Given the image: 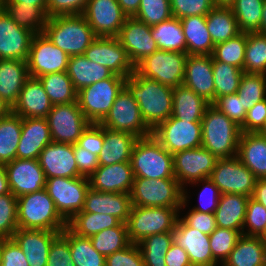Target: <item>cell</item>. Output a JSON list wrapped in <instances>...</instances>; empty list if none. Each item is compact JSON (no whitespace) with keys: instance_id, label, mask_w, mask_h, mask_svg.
Listing matches in <instances>:
<instances>
[{"instance_id":"obj_1","label":"cell","mask_w":266,"mask_h":266,"mask_svg":"<svg viewBox=\"0 0 266 266\" xmlns=\"http://www.w3.org/2000/svg\"><path fill=\"white\" fill-rule=\"evenodd\" d=\"M125 87L138 103L141 115L152 131L171 117L173 88L140 76L136 71L125 79Z\"/></svg>"},{"instance_id":"obj_2","label":"cell","mask_w":266,"mask_h":266,"mask_svg":"<svg viewBox=\"0 0 266 266\" xmlns=\"http://www.w3.org/2000/svg\"><path fill=\"white\" fill-rule=\"evenodd\" d=\"M43 33L69 57L83 55L97 37L83 14L50 17Z\"/></svg>"},{"instance_id":"obj_3","label":"cell","mask_w":266,"mask_h":266,"mask_svg":"<svg viewBox=\"0 0 266 266\" xmlns=\"http://www.w3.org/2000/svg\"><path fill=\"white\" fill-rule=\"evenodd\" d=\"M202 123V143L217 159L237 156L240 126L210 104L205 110Z\"/></svg>"},{"instance_id":"obj_4","label":"cell","mask_w":266,"mask_h":266,"mask_svg":"<svg viewBox=\"0 0 266 266\" xmlns=\"http://www.w3.org/2000/svg\"><path fill=\"white\" fill-rule=\"evenodd\" d=\"M18 228L62 232L67 222L45 188L17 197Z\"/></svg>"},{"instance_id":"obj_5","label":"cell","mask_w":266,"mask_h":266,"mask_svg":"<svg viewBox=\"0 0 266 266\" xmlns=\"http://www.w3.org/2000/svg\"><path fill=\"white\" fill-rule=\"evenodd\" d=\"M187 192L177 179L135 177L130 197L132 206L169 207L181 210L189 201Z\"/></svg>"},{"instance_id":"obj_6","label":"cell","mask_w":266,"mask_h":266,"mask_svg":"<svg viewBox=\"0 0 266 266\" xmlns=\"http://www.w3.org/2000/svg\"><path fill=\"white\" fill-rule=\"evenodd\" d=\"M134 177L147 179H176L173 155L152 135L138 138L131 152Z\"/></svg>"},{"instance_id":"obj_7","label":"cell","mask_w":266,"mask_h":266,"mask_svg":"<svg viewBox=\"0 0 266 266\" xmlns=\"http://www.w3.org/2000/svg\"><path fill=\"white\" fill-rule=\"evenodd\" d=\"M180 217L178 208L132 206L126 222L131 243L158 233L171 232Z\"/></svg>"},{"instance_id":"obj_8","label":"cell","mask_w":266,"mask_h":266,"mask_svg":"<svg viewBox=\"0 0 266 266\" xmlns=\"http://www.w3.org/2000/svg\"><path fill=\"white\" fill-rule=\"evenodd\" d=\"M125 77L114 74L77 92V103L90 123L99 124L108 114L116 96L125 86Z\"/></svg>"},{"instance_id":"obj_9","label":"cell","mask_w":266,"mask_h":266,"mask_svg":"<svg viewBox=\"0 0 266 266\" xmlns=\"http://www.w3.org/2000/svg\"><path fill=\"white\" fill-rule=\"evenodd\" d=\"M187 57V53L158 49L141 60L135 66V71L140 76L176 88L183 84Z\"/></svg>"},{"instance_id":"obj_10","label":"cell","mask_w":266,"mask_h":266,"mask_svg":"<svg viewBox=\"0 0 266 266\" xmlns=\"http://www.w3.org/2000/svg\"><path fill=\"white\" fill-rule=\"evenodd\" d=\"M101 126L144 138L152 135V130L146 125L138 103L124 86L116 96L106 117L99 123Z\"/></svg>"},{"instance_id":"obj_11","label":"cell","mask_w":266,"mask_h":266,"mask_svg":"<svg viewBox=\"0 0 266 266\" xmlns=\"http://www.w3.org/2000/svg\"><path fill=\"white\" fill-rule=\"evenodd\" d=\"M89 188V178L86 177H53L46 179L45 183L48 195L66 222L82 211Z\"/></svg>"},{"instance_id":"obj_12","label":"cell","mask_w":266,"mask_h":266,"mask_svg":"<svg viewBox=\"0 0 266 266\" xmlns=\"http://www.w3.org/2000/svg\"><path fill=\"white\" fill-rule=\"evenodd\" d=\"M152 136L174 155L177 152L201 147L202 123L171 116L152 131Z\"/></svg>"},{"instance_id":"obj_13","label":"cell","mask_w":266,"mask_h":266,"mask_svg":"<svg viewBox=\"0 0 266 266\" xmlns=\"http://www.w3.org/2000/svg\"><path fill=\"white\" fill-rule=\"evenodd\" d=\"M52 142L76 144L82 132L91 124L77 102L53 105L47 117Z\"/></svg>"},{"instance_id":"obj_14","label":"cell","mask_w":266,"mask_h":266,"mask_svg":"<svg viewBox=\"0 0 266 266\" xmlns=\"http://www.w3.org/2000/svg\"><path fill=\"white\" fill-rule=\"evenodd\" d=\"M210 179L221 194L233 193L252 196L256 177L237 156L218 159Z\"/></svg>"},{"instance_id":"obj_15","label":"cell","mask_w":266,"mask_h":266,"mask_svg":"<svg viewBox=\"0 0 266 266\" xmlns=\"http://www.w3.org/2000/svg\"><path fill=\"white\" fill-rule=\"evenodd\" d=\"M69 58L44 33L35 34L27 58L29 76L38 78L51 73L67 71Z\"/></svg>"},{"instance_id":"obj_16","label":"cell","mask_w":266,"mask_h":266,"mask_svg":"<svg viewBox=\"0 0 266 266\" xmlns=\"http://www.w3.org/2000/svg\"><path fill=\"white\" fill-rule=\"evenodd\" d=\"M83 55L125 78L135 71L134 64L117 37L97 36Z\"/></svg>"},{"instance_id":"obj_17","label":"cell","mask_w":266,"mask_h":266,"mask_svg":"<svg viewBox=\"0 0 266 266\" xmlns=\"http://www.w3.org/2000/svg\"><path fill=\"white\" fill-rule=\"evenodd\" d=\"M217 160L212 153L202 146L177 152L173 155L175 178L185 189L186 184L210 178Z\"/></svg>"},{"instance_id":"obj_18","label":"cell","mask_w":266,"mask_h":266,"mask_svg":"<svg viewBox=\"0 0 266 266\" xmlns=\"http://www.w3.org/2000/svg\"><path fill=\"white\" fill-rule=\"evenodd\" d=\"M83 16L96 36L117 37L128 18L117 0H89Z\"/></svg>"},{"instance_id":"obj_19","label":"cell","mask_w":266,"mask_h":266,"mask_svg":"<svg viewBox=\"0 0 266 266\" xmlns=\"http://www.w3.org/2000/svg\"><path fill=\"white\" fill-rule=\"evenodd\" d=\"M10 192L17 198L45 188L46 178L38 159H14L4 164Z\"/></svg>"},{"instance_id":"obj_20","label":"cell","mask_w":266,"mask_h":266,"mask_svg":"<svg viewBox=\"0 0 266 266\" xmlns=\"http://www.w3.org/2000/svg\"><path fill=\"white\" fill-rule=\"evenodd\" d=\"M131 62L136 66L146 56L158 50L156 41L151 35V26L128 17L117 36Z\"/></svg>"},{"instance_id":"obj_21","label":"cell","mask_w":266,"mask_h":266,"mask_svg":"<svg viewBox=\"0 0 266 266\" xmlns=\"http://www.w3.org/2000/svg\"><path fill=\"white\" fill-rule=\"evenodd\" d=\"M173 236L174 242L187 252L192 266H218L212 256L209 235L189 227L179 217Z\"/></svg>"},{"instance_id":"obj_22","label":"cell","mask_w":266,"mask_h":266,"mask_svg":"<svg viewBox=\"0 0 266 266\" xmlns=\"http://www.w3.org/2000/svg\"><path fill=\"white\" fill-rule=\"evenodd\" d=\"M34 35L18 26L3 9L0 11V59L27 61Z\"/></svg>"},{"instance_id":"obj_23","label":"cell","mask_w":266,"mask_h":266,"mask_svg":"<svg viewBox=\"0 0 266 266\" xmlns=\"http://www.w3.org/2000/svg\"><path fill=\"white\" fill-rule=\"evenodd\" d=\"M38 160L46 179L81 177L72 144L51 142L41 151Z\"/></svg>"},{"instance_id":"obj_24","label":"cell","mask_w":266,"mask_h":266,"mask_svg":"<svg viewBox=\"0 0 266 266\" xmlns=\"http://www.w3.org/2000/svg\"><path fill=\"white\" fill-rule=\"evenodd\" d=\"M211 55H188L183 84L212 104L215 101V85Z\"/></svg>"},{"instance_id":"obj_25","label":"cell","mask_w":266,"mask_h":266,"mask_svg":"<svg viewBox=\"0 0 266 266\" xmlns=\"http://www.w3.org/2000/svg\"><path fill=\"white\" fill-rule=\"evenodd\" d=\"M60 233L58 231L18 228L12 239L21 248L29 266H46L51 243Z\"/></svg>"},{"instance_id":"obj_26","label":"cell","mask_w":266,"mask_h":266,"mask_svg":"<svg viewBox=\"0 0 266 266\" xmlns=\"http://www.w3.org/2000/svg\"><path fill=\"white\" fill-rule=\"evenodd\" d=\"M52 106L39 78L29 76L12 112L21 118H46Z\"/></svg>"},{"instance_id":"obj_27","label":"cell","mask_w":266,"mask_h":266,"mask_svg":"<svg viewBox=\"0 0 266 266\" xmlns=\"http://www.w3.org/2000/svg\"><path fill=\"white\" fill-rule=\"evenodd\" d=\"M134 174L131 162L99 166L89 177L90 187L100 192H131Z\"/></svg>"},{"instance_id":"obj_28","label":"cell","mask_w":266,"mask_h":266,"mask_svg":"<svg viewBox=\"0 0 266 266\" xmlns=\"http://www.w3.org/2000/svg\"><path fill=\"white\" fill-rule=\"evenodd\" d=\"M131 208L129 193L100 192L90 187L81 212L109 214L126 223Z\"/></svg>"},{"instance_id":"obj_29","label":"cell","mask_w":266,"mask_h":266,"mask_svg":"<svg viewBox=\"0 0 266 266\" xmlns=\"http://www.w3.org/2000/svg\"><path fill=\"white\" fill-rule=\"evenodd\" d=\"M52 142L46 118H23L16 158L38 159L41 151Z\"/></svg>"},{"instance_id":"obj_30","label":"cell","mask_w":266,"mask_h":266,"mask_svg":"<svg viewBox=\"0 0 266 266\" xmlns=\"http://www.w3.org/2000/svg\"><path fill=\"white\" fill-rule=\"evenodd\" d=\"M138 138L127 132L104 127V143L98 155L99 166L131 161V152Z\"/></svg>"},{"instance_id":"obj_31","label":"cell","mask_w":266,"mask_h":266,"mask_svg":"<svg viewBox=\"0 0 266 266\" xmlns=\"http://www.w3.org/2000/svg\"><path fill=\"white\" fill-rule=\"evenodd\" d=\"M28 77L27 61L0 59V97L11 108L18 101L20 91Z\"/></svg>"},{"instance_id":"obj_32","label":"cell","mask_w":266,"mask_h":266,"mask_svg":"<svg viewBox=\"0 0 266 266\" xmlns=\"http://www.w3.org/2000/svg\"><path fill=\"white\" fill-rule=\"evenodd\" d=\"M237 157L256 178H266V137L258 133H242Z\"/></svg>"},{"instance_id":"obj_33","label":"cell","mask_w":266,"mask_h":266,"mask_svg":"<svg viewBox=\"0 0 266 266\" xmlns=\"http://www.w3.org/2000/svg\"><path fill=\"white\" fill-rule=\"evenodd\" d=\"M249 197L241 194H221L214 212L216 226L239 231L242 234Z\"/></svg>"},{"instance_id":"obj_34","label":"cell","mask_w":266,"mask_h":266,"mask_svg":"<svg viewBox=\"0 0 266 266\" xmlns=\"http://www.w3.org/2000/svg\"><path fill=\"white\" fill-rule=\"evenodd\" d=\"M221 266H266V246L262 237L242 234Z\"/></svg>"},{"instance_id":"obj_35","label":"cell","mask_w":266,"mask_h":266,"mask_svg":"<svg viewBox=\"0 0 266 266\" xmlns=\"http://www.w3.org/2000/svg\"><path fill=\"white\" fill-rule=\"evenodd\" d=\"M188 55H211L214 43L206 25V16H189L180 19Z\"/></svg>"},{"instance_id":"obj_36","label":"cell","mask_w":266,"mask_h":266,"mask_svg":"<svg viewBox=\"0 0 266 266\" xmlns=\"http://www.w3.org/2000/svg\"><path fill=\"white\" fill-rule=\"evenodd\" d=\"M67 74L77 92L86 86L111 78L114 75L107 67L87 59L84 55L69 58Z\"/></svg>"},{"instance_id":"obj_37","label":"cell","mask_w":266,"mask_h":266,"mask_svg":"<svg viewBox=\"0 0 266 266\" xmlns=\"http://www.w3.org/2000/svg\"><path fill=\"white\" fill-rule=\"evenodd\" d=\"M210 105L184 84L173 88V107L171 116L189 122H201L205 110Z\"/></svg>"},{"instance_id":"obj_38","label":"cell","mask_w":266,"mask_h":266,"mask_svg":"<svg viewBox=\"0 0 266 266\" xmlns=\"http://www.w3.org/2000/svg\"><path fill=\"white\" fill-rule=\"evenodd\" d=\"M3 10L20 27L30 30L34 34L44 32L48 21L47 6H34L24 3H2Z\"/></svg>"},{"instance_id":"obj_39","label":"cell","mask_w":266,"mask_h":266,"mask_svg":"<svg viewBox=\"0 0 266 266\" xmlns=\"http://www.w3.org/2000/svg\"><path fill=\"white\" fill-rule=\"evenodd\" d=\"M206 25L214 45L241 33L230 7H214L206 15Z\"/></svg>"},{"instance_id":"obj_40","label":"cell","mask_w":266,"mask_h":266,"mask_svg":"<svg viewBox=\"0 0 266 266\" xmlns=\"http://www.w3.org/2000/svg\"><path fill=\"white\" fill-rule=\"evenodd\" d=\"M151 35L159 50L186 53V41L180 19L171 17L151 26Z\"/></svg>"},{"instance_id":"obj_41","label":"cell","mask_w":266,"mask_h":266,"mask_svg":"<svg viewBox=\"0 0 266 266\" xmlns=\"http://www.w3.org/2000/svg\"><path fill=\"white\" fill-rule=\"evenodd\" d=\"M23 118L12 111L0 118V164L16 159Z\"/></svg>"},{"instance_id":"obj_42","label":"cell","mask_w":266,"mask_h":266,"mask_svg":"<svg viewBox=\"0 0 266 266\" xmlns=\"http://www.w3.org/2000/svg\"><path fill=\"white\" fill-rule=\"evenodd\" d=\"M120 223L116 217L109 214L78 212L67 222V227L78 236L90 238L98 232L116 227Z\"/></svg>"},{"instance_id":"obj_43","label":"cell","mask_w":266,"mask_h":266,"mask_svg":"<svg viewBox=\"0 0 266 266\" xmlns=\"http://www.w3.org/2000/svg\"><path fill=\"white\" fill-rule=\"evenodd\" d=\"M38 78L52 105L77 102V91L74 89L67 71L51 73Z\"/></svg>"},{"instance_id":"obj_44","label":"cell","mask_w":266,"mask_h":266,"mask_svg":"<svg viewBox=\"0 0 266 266\" xmlns=\"http://www.w3.org/2000/svg\"><path fill=\"white\" fill-rule=\"evenodd\" d=\"M173 242V231L149 235L138 242L144 266H166L165 255Z\"/></svg>"},{"instance_id":"obj_45","label":"cell","mask_w":266,"mask_h":266,"mask_svg":"<svg viewBox=\"0 0 266 266\" xmlns=\"http://www.w3.org/2000/svg\"><path fill=\"white\" fill-rule=\"evenodd\" d=\"M244 73L266 75V34L247 33Z\"/></svg>"},{"instance_id":"obj_46","label":"cell","mask_w":266,"mask_h":266,"mask_svg":"<svg viewBox=\"0 0 266 266\" xmlns=\"http://www.w3.org/2000/svg\"><path fill=\"white\" fill-rule=\"evenodd\" d=\"M93 247L105 257L114 252L123 250L131 244L126 223L121 222L118 226L104 229L90 237Z\"/></svg>"},{"instance_id":"obj_47","label":"cell","mask_w":266,"mask_h":266,"mask_svg":"<svg viewBox=\"0 0 266 266\" xmlns=\"http://www.w3.org/2000/svg\"><path fill=\"white\" fill-rule=\"evenodd\" d=\"M264 0H235L230 6L240 32H257L260 28Z\"/></svg>"},{"instance_id":"obj_48","label":"cell","mask_w":266,"mask_h":266,"mask_svg":"<svg viewBox=\"0 0 266 266\" xmlns=\"http://www.w3.org/2000/svg\"><path fill=\"white\" fill-rule=\"evenodd\" d=\"M215 100L220 96L236 94L244 71L236 66L216 61L212 64Z\"/></svg>"},{"instance_id":"obj_49","label":"cell","mask_w":266,"mask_h":266,"mask_svg":"<svg viewBox=\"0 0 266 266\" xmlns=\"http://www.w3.org/2000/svg\"><path fill=\"white\" fill-rule=\"evenodd\" d=\"M69 246L74 266H106V257L100 254L87 237H81L69 229Z\"/></svg>"},{"instance_id":"obj_50","label":"cell","mask_w":266,"mask_h":266,"mask_svg":"<svg viewBox=\"0 0 266 266\" xmlns=\"http://www.w3.org/2000/svg\"><path fill=\"white\" fill-rule=\"evenodd\" d=\"M247 33L241 32L236 37L214 46L211 54L216 61L236 66L243 70Z\"/></svg>"},{"instance_id":"obj_51","label":"cell","mask_w":266,"mask_h":266,"mask_svg":"<svg viewBox=\"0 0 266 266\" xmlns=\"http://www.w3.org/2000/svg\"><path fill=\"white\" fill-rule=\"evenodd\" d=\"M247 111L266 98V75L244 73L237 91Z\"/></svg>"},{"instance_id":"obj_52","label":"cell","mask_w":266,"mask_h":266,"mask_svg":"<svg viewBox=\"0 0 266 266\" xmlns=\"http://www.w3.org/2000/svg\"><path fill=\"white\" fill-rule=\"evenodd\" d=\"M241 235L239 231L221 227L209 235L212 256L219 264L222 265L229 257Z\"/></svg>"},{"instance_id":"obj_53","label":"cell","mask_w":266,"mask_h":266,"mask_svg":"<svg viewBox=\"0 0 266 266\" xmlns=\"http://www.w3.org/2000/svg\"><path fill=\"white\" fill-rule=\"evenodd\" d=\"M172 15L170 0H141L135 19L153 26L169 20Z\"/></svg>"},{"instance_id":"obj_54","label":"cell","mask_w":266,"mask_h":266,"mask_svg":"<svg viewBox=\"0 0 266 266\" xmlns=\"http://www.w3.org/2000/svg\"><path fill=\"white\" fill-rule=\"evenodd\" d=\"M265 232L266 207L254 200L253 198L249 197L246 207L242 234L248 236L262 237Z\"/></svg>"},{"instance_id":"obj_55","label":"cell","mask_w":266,"mask_h":266,"mask_svg":"<svg viewBox=\"0 0 266 266\" xmlns=\"http://www.w3.org/2000/svg\"><path fill=\"white\" fill-rule=\"evenodd\" d=\"M17 229V198L11 192L0 195V237L12 238Z\"/></svg>"},{"instance_id":"obj_56","label":"cell","mask_w":266,"mask_h":266,"mask_svg":"<svg viewBox=\"0 0 266 266\" xmlns=\"http://www.w3.org/2000/svg\"><path fill=\"white\" fill-rule=\"evenodd\" d=\"M46 266H74L69 246L68 227H66L51 243Z\"/></svg>"},{"instance_id":"obj_57","label":"cell","mask_w":266,"mask_h":266,"mask_svg":"<svg viewBox=\"0 0 266 266\" xmlns=\"http://www.w3.org/2000/svg\"><path fill=\"white\" fill-rule=\"evenodd\" d=\"M173 17L206 16L214 7L213 0H170Z\"/></svg>"},{"instance_id":"obj_58","label":"cell","mask_w":266,"mask_h":266,"mask_svg":"<svg viewBox=\"0 0 266 266\" xmlns=\"http://www.w3.org/2000/svg\"><path fill=\"white\" fill-rule=\"evenodd\" d=\"M212 105L224 113L229 119L236 122L239 126L244 123L247 111L244 109V104L238 93L220 96L212 103Z\"/></svg>"},{"instance_id":"obj_59","label":"cell","mask_w":266,"mask_h":266,"mask_svg":"<svg viewBox=\"0 0 266 266\" xmlns=\"http://www.w3.org/2000/svg\"><path fill=\"white\" fill-rule=\"evenodd\" d=\"M198 183H204L203 188L199 193V206H194L192 210L202 212V213H214L220 198V191L218 187L213 183L210 178H205L200 181H196L189 185H194Z\"/></svg>"},{"instance_id":"obj_60","label":"cell","mask_w":266,"mask_h":266,"mask_svg":"<svg viewBox=\"0 0 266 266\" xmlns=\"http://www.w3.org/2000/svg\"><path fill=\"white\" fill-rule=\"evenodd\" d=\"M106 266H144V259L138 244L131 243L123 250L106 256Z\"/></svg>"},{"instance_id":"obj_61","label":"cell","mask_w":266,"mask_h":266,"mask_svg":"<svg viewBox=\"0 0 266 266\" xmlns=\"http://www.w3.org/2000/svg\"><path fill=\"white\" fill-rule=\"evenodd\" d=\"M104 143V127L91 123L81 134L77 144L86 151L99 155Z\"/></svg>"},{"instance_id":"obj_62","label":"cell","mask_w":266,"mask_h":266,"mask_svg":"<svg viewBox=\"0 0 266 266\" xmlns=\"http://www.w3.org/2000/svg\"><path fill=\"white\" fill-rule=\"evenodd\" d=\"M266 120V98L247 110L244 123L240 126L242 133H258Z\"/></svg>"},{"instance_id":"obj_63","label":"cell","mask_w":266,"mask_h":266,"mask_svg":"<svg viewBox=\"0 0 266 266\" xmlns=\"http://www.w3.org/2000/svg\"><path fill=\"white\" fill-rule=\"evenodd\" d=\"M89 0H47L48 17L83 14Z\"/></svg>"},{"instance_id":"obj_64","label":"cell","mask_w":266,"mask_h":266,"mask_svg":"<svg viewBox=\"0 0 266 266\" xmlns=\"http://www.w3.org/2000/svg\"><path fill=\"white\" fill-rule=\"evenodd\" d=\"M0 266H29L26 256L12 238L2 241Z\"/></svg>"},{"instance_id":"obj_65","label":"cell","mask_w":266,"mask_h":266,"mask_svg":"<svg viewBox=\"0 0 266 266\" xmlns=\"http://www.w3.org/2000/svg\"><path fill=\"white\" fill-rule=\"evenodd\" d=\"M186 215L180 217L189 227L210 235L216 228L214 213H202L192 209Z\"/></svg>"},{"instance_id":"obj_66","label":"cell","mask_w":266,"mask_h":266,"mask_svg":"<svg viewBox=\"0 0 266 266\" xmlns=\"http://www.w3.org/2000/svg\"><path fill=\"white\" fill-rule=\"evenodd\" d=\"M74 155L81 177L89 178L99 167L98 156L81 148L77 143L74 144Z\"/></svg>"},{"instance_id":"obj_67","label":"cell","mask_w":266,"mask_h":266,"mask_svg":"<svg viewBox=\"0 0 266 266\" xmlns=\"http://www.w3.org/2000/svg\"><path fill=\"white\" fill-rule=\"evenodd\" d=\"M166 266H192L187 252L175 242L165 255Z\"/></svg>"},{"instance_id":"obj_68","label":"cell","mask_w":266,"mask_h":266,"mask_svg":"<svg viewBox=\"0 0 266 266\" xmlns=\"http://www.w3.org/2000/svg\"><path fill=\"white\" fill-rule=\"evenodd\" d=\"M251 198L266 207V178H257Z\"/></svg>"},{"instance_id":"obj_69","label":"cell","mask_w":266,"mask_h":266,"mask_svg":"<svg viewBox=\"0 0 266 266\" xmlns=\"http://www.w3.org/2000/svg\"><path fill=\"white\" fill-rule=\"evenodd\" d=\"M127 17H134L138 12L141 0H117Z\"/></svg>"},{"instance_id":"obj_70","label":"cell","mask_w":266,"mask_h":266,"mask_svg":"<svg viewBox=\"0 0 266 266\" xmlns=\"http://www.w3.org/2000/svg\"><path fill=\"white\" fill-rule=\"evenodd\" d=\"M10 193L7 173L4 164H0V195Z\"/></svg>"},{"instance_id":"obj_71","label":"cell","mask_w":266,"mask_h":266,"mask_svg":"<svg viewBox=\"0 0 266 266\" xmlns=\"http://www.w3.org/2000/svg\"><path fill=\"white\" fill-rule=\"evenodd\" d=\"M2 3H24L34 6H47V0H1Z\"/></svg>"},{"instance_id":"obj_72","label":"cell","mask_w":266,"mask_h":266,"mask_svg":"<svg viewBox=\"0 0 266 266\" xmlns=\"http://www.w3.org/2000/svg\"><path fill=\"white\" fill-rule=\"evenodd\" d=\"M11 111L10 105L0 97V118L8 115Z\"/></svg>"},{"instance_id":"obj_73","label":"cell","mask_w":266,"mask_h":266,"mask_svg":"<svg viewBox=\"0 0 266 266\" xmlns=\"http://www.w3.org/2000/svg\"><path fill=\"white\" fill-rule=\"evenodd\" d=\"M257 32L266 34V0H264L260 28Z\"/></svg>"},{"instance_id":"obj_74","label":"cell","mask_w":266,"mask_h":266,"mask_svg":"<svg viewBox=\"0 0 266 266\" xmlns=\"http://www.w3.org/2000/svg\"><path fill=\"white\" fill-rule=\"evenodd\" d=\"M235 0H213L215 7H230Z\"/></svg>"},{"instance_id":"obj_75","label":"cell","mask_w":266,"mask_h":266,"mask_svg":"<svg viewBox=\"0 0 266 266\" xmlns=\"http://www.w3.org/2000/svg\"><path fill=\"white\" fill-rule=\"evenodd\" d=\"M258 134H260L261 136L266 137V120H265V123H264L262 129L258 132Z\"/></svg>"},{"instance_id":"obj_76","label":"cell","mask_w":266,"mask_h":266,"mask_svg":"<svg viewBox=\"0 0 266 266\" xmlns=\"http://www.w3.org/2000/svg\"><path fill=\"white\" fill-rule=\"evenodd\" d=\"M262 240H263V243L266 246V232L262 235Z\"/></svg>"},{"instance_id":"obj_77","label":"cell","mask_w":266,"mask_h":266,"mask_svg":"<svg viewBox=\"0 0 266 266\" xmlns=\"http://www.w3.org/2000/svg\"><path fill=\"white\" fill-rule=\"evenodd\" d=\"M4 238L0 237V263H1V244Z\"/></svg>"},{"instance_id":"obj_78","label":"cell","mask_w":266,"mask_h":266,"mask_svg":"<svg viewBox=\"0 0 266 266\" xmlns=\"http://www.w3.org/2000/svg\"><path fill=\"white\" fill-rule=\"evenodd\" d=\"M3 9L2 1L0 0V11Z\"/></svg>"}]
</instances>
